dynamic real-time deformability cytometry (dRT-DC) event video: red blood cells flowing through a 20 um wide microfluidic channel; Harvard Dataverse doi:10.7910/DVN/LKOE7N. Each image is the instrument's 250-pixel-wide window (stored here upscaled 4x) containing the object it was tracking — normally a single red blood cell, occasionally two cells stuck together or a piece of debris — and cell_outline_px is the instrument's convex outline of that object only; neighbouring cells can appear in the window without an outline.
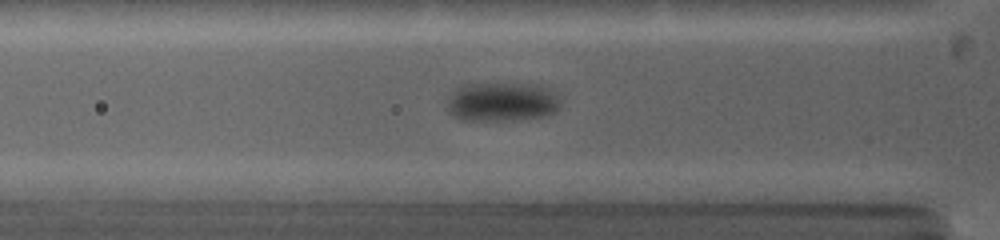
{"species": "common noctule bat (a hibernating species)", "species_latin": "Nyctalus noctula", "temperature_condition": "warm", "stored_images_in_passage": 33, "camera_frame_rate_fps": 5000, "um_per_image_px": 0.085, "animal": {"sex": "female", "body_mass_g": 19.0, "forearm_length_mm": 53.3}, "frame": {"image": 1, "passage_image": 2, "time_ms": 0.4, "image_size_px": [1000, 240], "cell_outline_px": [[560, 108], [556, 112], [544, 116], [520, 120], [460, 120], [452, 116], [448, 112], [448, 96], [456, 88], [464, 84], [496, 80], [500, 80], [540, 84], [556, 92], [560, 96]], "centroid_in_image_um": [42.69, 8.59], "position_along_channel_um": 83.1, "area_um2": 27.51}}
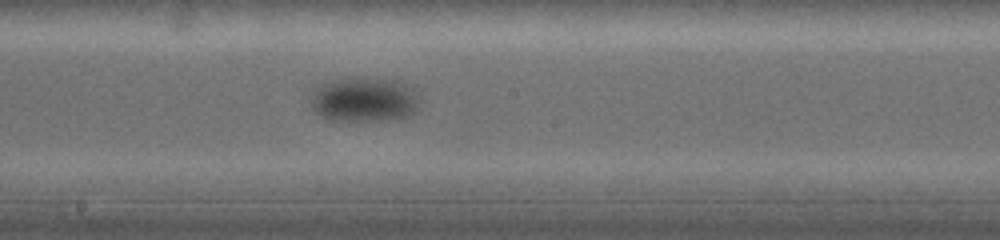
{"frame": {"image": 2, "passage_image": 10, "time_ms": 4.0, "image_size_px": [1000, 240], "cell_outline_px": [[420, 108], [412, 116], [396, 120], [332, 120], [320, 116], [308, 104], [316, 88], [320, 84], [332, 80], [364, 76], [400, 80], [408, 84], [416, 92]], "centroid_in_image_um": [31.01, 8.45], "position_along_channel_um": 217.2, "area_um2": 29.19}}
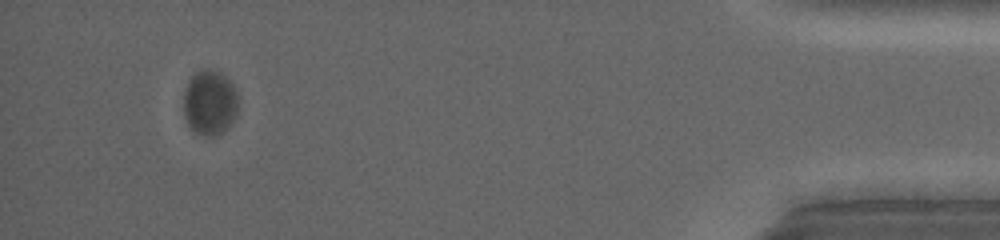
{"frame": {"image": 3, "passage_image": 28, "time_ms": 11.8, "image_size_px": [1000, 240], "cell_outline_px": [[240, 108], [236, 116], [228, 128], [216, 136], [204, 136], [196, 132], [188, 124], [184, 116], [184, 88], [188, 80], [196, 72], [204, 68], [208, 68], [220, 72], [236, 88], [240, 96]], "centroid_in_image_um": [17.88, 8.71], "position_along_channel_um": 417.3, "area_um2": 21.33}}